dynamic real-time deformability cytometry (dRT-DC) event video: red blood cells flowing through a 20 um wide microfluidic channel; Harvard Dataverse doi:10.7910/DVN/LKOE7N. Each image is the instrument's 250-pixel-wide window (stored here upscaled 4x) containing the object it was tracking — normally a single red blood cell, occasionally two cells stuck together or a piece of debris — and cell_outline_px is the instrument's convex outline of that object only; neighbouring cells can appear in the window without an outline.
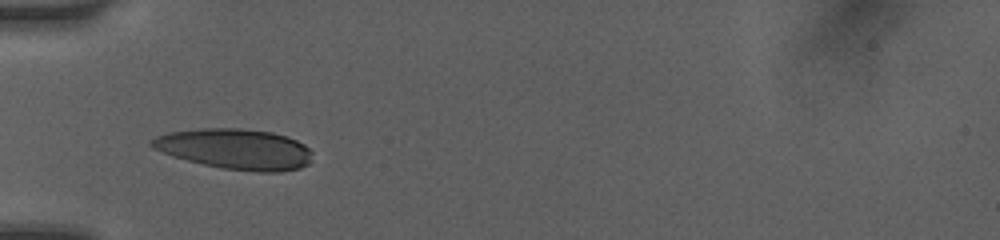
{"species": "human", "species_latin": "Homo sapiens", "temperature_condition": "room temperature", "stored_images_in_passage": 8, "camera_frame_rate_fps": 3000, "um_per_image_px": 0.085, "donor": {"sex": "female"}, "frame": {"image": 1, "passage_image": 1, "time_ms": 0.0, "image_size_px": [1000, 240], "cell_outline_px": [[312, 152], [308, 164], [300, 168], [280, 172], [256, 172], [220, 168], [172, 156], [152, 148], [148, 144], [148, 140], [156, 136], [168, 132], [200, 128], [240, 128], [272, 132], [288, 136], [304, 144]], "centroid_in_image_um": [19.97, 12.66], "position_along_channel_um": 65.0, "area_um2": 38.21}}
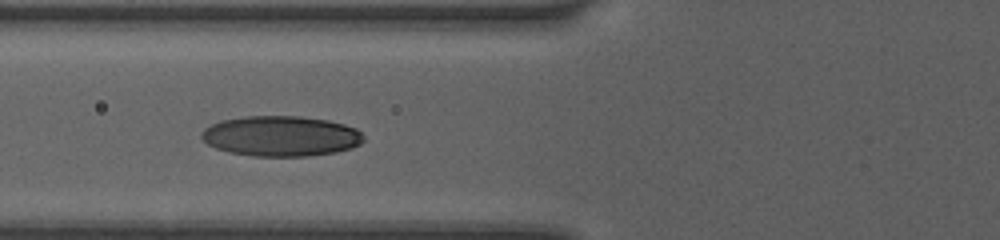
{"frame": {"image": 2, "passage_image": 7, "time_ms": 1.0, "image_size_px": [1000, 240], "cell_outline_px": [[364, 140], [360, 144], [352, 148], [336, 152], [308, 156], [252, 156], [228, 152], [216, 148], [208, 144], [200, 136], [204, 128], [220, 120], [244, 116], [300, 116], [328, 120], [344, 124], [356, 128], [364, 136]], "centroid_in_image_um": [23.88, 11.56], "position_along_channel_um": 101.9, "area_um2": 38.32}}